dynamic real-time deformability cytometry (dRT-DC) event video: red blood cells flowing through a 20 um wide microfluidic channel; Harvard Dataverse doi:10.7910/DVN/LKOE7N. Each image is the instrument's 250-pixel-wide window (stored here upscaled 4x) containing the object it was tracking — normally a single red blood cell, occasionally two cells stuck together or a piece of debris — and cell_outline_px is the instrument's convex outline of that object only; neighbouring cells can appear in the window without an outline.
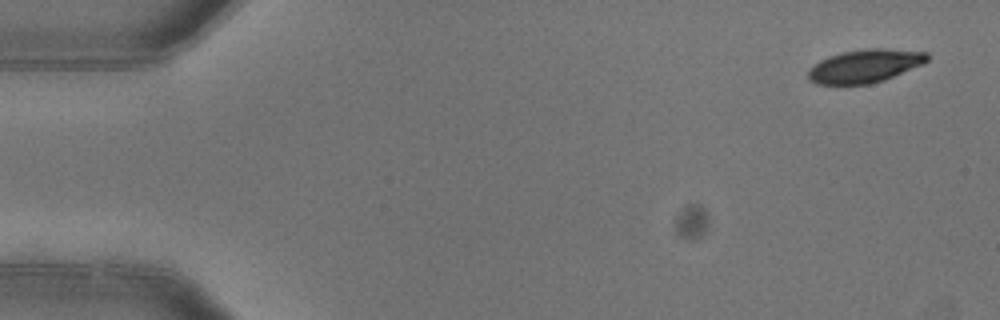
{"species": "common noctule bat (a hibernating species)", "species_latin": "Nyctalus noctula", "temperature_condition": "warm", "stored_images_in_passage": 6, "camera_frame_rate_fps": 3000, "um_per_image_px": 0.085, "animal": {"sex": "female"}, "frame": {"image": 1, "passage_image": 1, "time_ms": 0.0, "image_size_px": [1000, 320], "cell_outline_px": [[928, 60], [924, 64], [884, 80], [868, 84], [816, 84], [808, 80], [808, 72], [820, 60], [828, 56], [844, 52], [868, 48], [884, 48], [928, 52]], "centroid_in_image_um": [73.55, 5.61], "position_along_channel_um": 11.5, "area_um2": 22.95}}
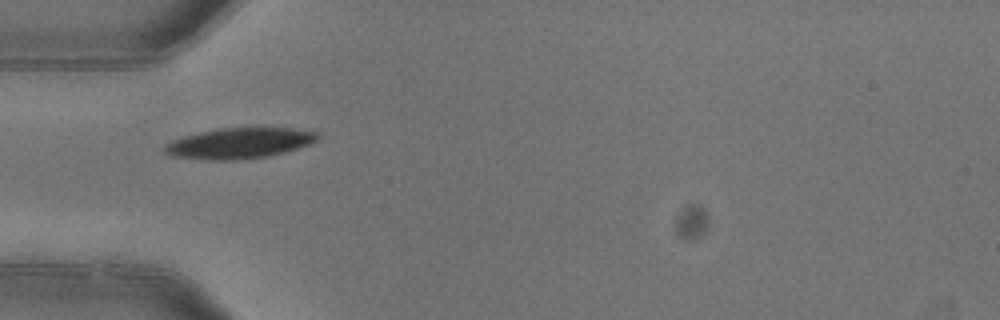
{"frame": {"image": 2, "passage_image": 5, "time_ms": 1.333, "image_size_px": [1000, 320], "cell_outline_px": [[320, 140], [284, 152], [268, 156], [236, 160], [208, 160], [172, 156], [164, 152], [164, 144], [172, 140], [184, 136], [200, 132], [220, 128], [292, 128], [316, 132], [320, 136]], "centroid_in_image_um": [20.33, 12.17], "position_along_channel_um": 64.7, "area_um2": 27.22}}